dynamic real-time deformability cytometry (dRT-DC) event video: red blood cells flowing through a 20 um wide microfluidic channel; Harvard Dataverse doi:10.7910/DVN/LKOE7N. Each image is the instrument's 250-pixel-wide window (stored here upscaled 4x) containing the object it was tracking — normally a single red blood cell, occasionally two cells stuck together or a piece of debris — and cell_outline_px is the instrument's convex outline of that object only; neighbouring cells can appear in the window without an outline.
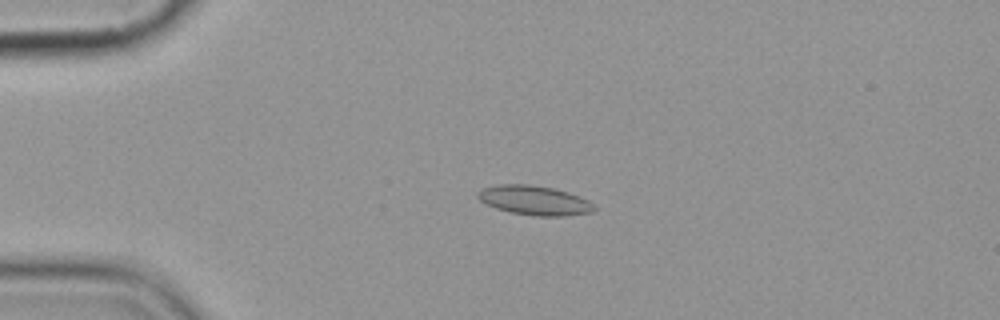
{"species": "common noctule bat (a hibernating species)", "species_latin": "Nyctalus noctula", "temperature_condition": "cold", "stored_images_in_passage": 4, "camera_frame_rate_fps": 3000, "um_per_image_px": 0.085, "animal": {"sex": "female", "body_mass_g": 19.9}, "frame": {"image": 1, "passage_image": 3, "time_ms": 2.333, "image_size_px": [1000, 320], "cell_outline_px": [[596, 208], [592, 212], [564, 216], [536, 216], [512, 212], [496, 208], [480, 200], [476, 196], [476, 192], [480, 188], [496, 184], [528, 184], [552, 188], [568, 192], [588, 200], [596, 204]], "centroid_in_image_um": [45.42, 17.02], "position_along_channel_um": 39.6, "area_um2": 20.0}}